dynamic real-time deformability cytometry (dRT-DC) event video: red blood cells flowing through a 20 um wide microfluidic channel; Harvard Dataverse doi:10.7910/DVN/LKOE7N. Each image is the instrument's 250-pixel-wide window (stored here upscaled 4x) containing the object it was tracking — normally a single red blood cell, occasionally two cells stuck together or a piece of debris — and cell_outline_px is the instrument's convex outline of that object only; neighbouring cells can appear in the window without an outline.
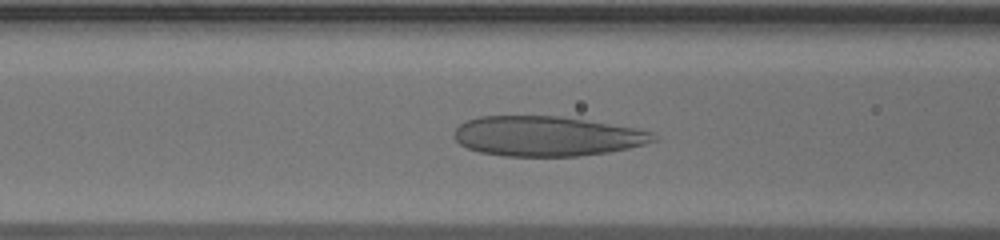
{"species": "human", "species_latin": "Homo sapiens", "temperature_condition": "warm", "stored_images_in_passage": 38, "camera_frame_rate_fps": 3000, "um_per_image_px": 0.085, "donor": {"sex": "male"}, "frame": {"image": 1, "passage_image": 14, "time_ms": 4.333, "image_size_px": [1000, 240], "cell_outline_px": [[660, 140], [628, 148], [608, 152], [576, 156], [504, 156], [480, 152], [468, 148], [460, 144], [452, 136], [452, 132], [464, 120], [480, 116], [560, 116], [636, 128], [652, 132]], "centroid_in_image_um": [46.45, 11.57], "position_along_channel_um": 120.2, "area_um2": 46.47}}
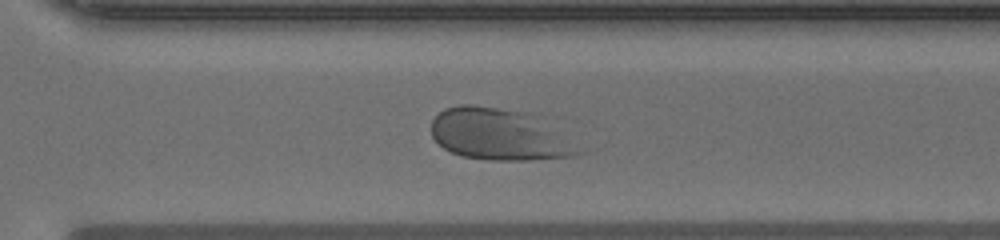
{"frame": {"image": 2, "passage_image": 29, "time_ms": 9.333, "image_size_px": [1000, 240], "cell_outline_px": [[588, 152], [576, 156], [528, 160], [488, 160], [460, 156], [444, 148], [432, 136], [432, 120], [444, 108], [460, 104], [472, 104], [528, 112]], "centroid_in_image_um": [42.43, 11.44], "position_along_channel_um": 328.2, "area_um2": 44.16}}
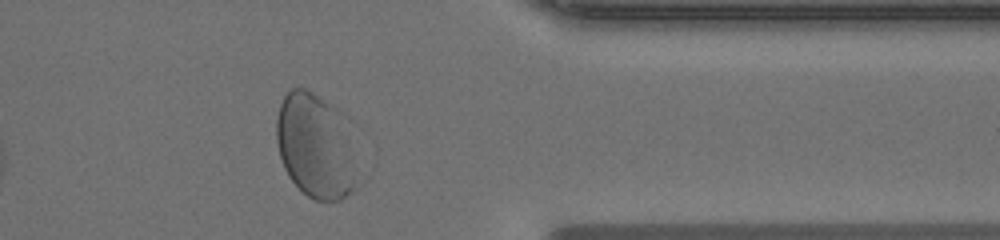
{"frame": {"image": 3, "passage_image": 34, "time_ms": 11.0, "image_size_px": [1000, 240], "cell_outline_px": [[360, 184], [356, 188], [340, 200], [312, 200], [288, 176], [284, 168], [280, 156], [276, 140], [276, 120], [280, 104], [284, 96], [292, 88], [304, 88], [312, 92], [332, 104], [344, 112]], "centroid_in_image_um": [26.84, 12.41], "position_along_channel_um": 384.6, "area_um2": 49.88}}